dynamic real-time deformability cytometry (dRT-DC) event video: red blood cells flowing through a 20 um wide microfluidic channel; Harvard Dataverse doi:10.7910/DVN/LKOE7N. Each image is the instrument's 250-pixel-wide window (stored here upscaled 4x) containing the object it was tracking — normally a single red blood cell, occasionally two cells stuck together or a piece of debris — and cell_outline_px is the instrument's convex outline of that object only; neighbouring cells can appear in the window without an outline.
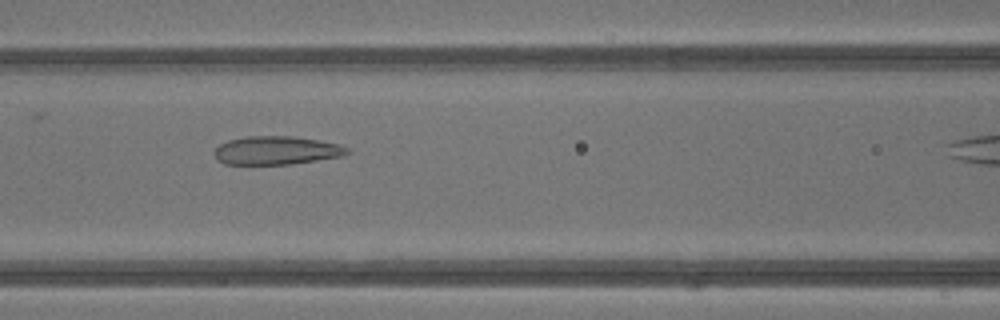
{"species": "common noctule bat (a hibernating species)", "species_latin": "Nyctalus noctula", "temperature_condition": "warm", "stored_images_in_passage": 11, "camera_frame_rate_fps": 3000, "um_per_image_px": 0.085, "animal": {"sex": "male", "body_mass_g": 13.3}, "frame": {"image": 1, "passage_image": 8, "time_ms": 2.333, "image_size_px": [1000, 320], "cell_outline_px": [[352, 152], [340, 156], [292, 164], [224, 164], [216, 160], [216, 148], [220, 144], [228, 140], [244, 136], [292, 136], [340, 144], [348, 148]], "centroid_in_image_um": [23.49, 12.78], "position_along_channel_um": 143.1, "area_um2": 21.91}}
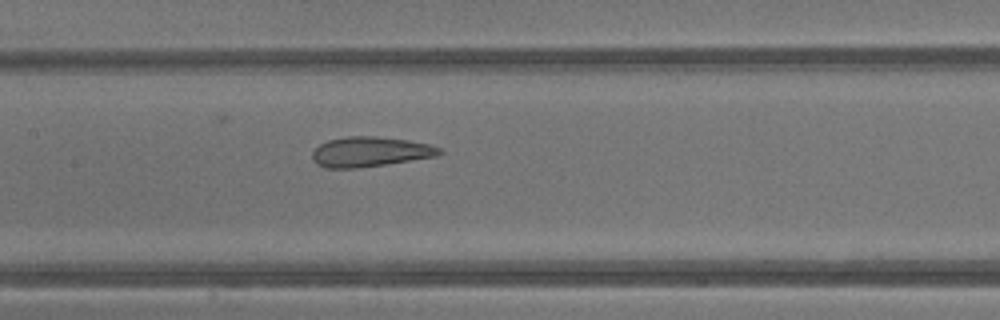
{"frame": {"image": 2, "passage_image": 10, "time_ms": 3.0, "image_size_px": [1000, 320], "cell_outline_px": [[444, 152], [436, 156], [384, 164], [356, 168], [328, 168], [316, 164], [312, 160], [312, 152], [320, 144], [328, 140], [348, 136], [376, 136], [408, 140], [428, 144], [440, 148]], "centroid_in_image_um": [31.43, 12.9], "position_along_channel_um": 176.0, "area_um2": 22.02}}